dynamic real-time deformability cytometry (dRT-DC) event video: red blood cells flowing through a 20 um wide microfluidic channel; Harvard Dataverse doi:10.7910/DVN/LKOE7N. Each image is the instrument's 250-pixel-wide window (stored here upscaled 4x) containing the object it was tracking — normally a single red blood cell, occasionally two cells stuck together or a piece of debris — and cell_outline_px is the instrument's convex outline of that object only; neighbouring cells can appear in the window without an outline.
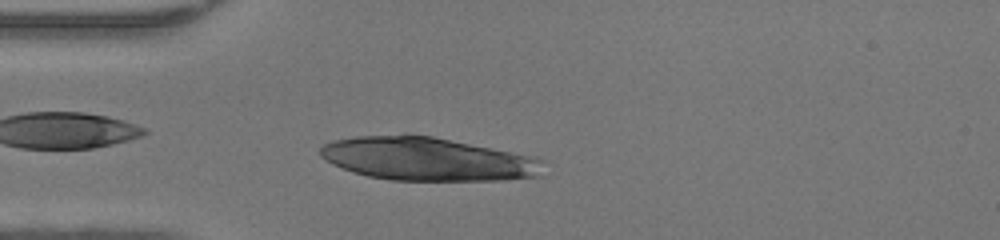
{"species": "human", "species_latin": "Homo sapiens", "temperature_condition": "warm", "stored_images_in_passage": 40, "camera_frame_rate_fps": 3000, "um_per_image_px": 0.085, "donor": {"sex": "female"}, "frame": {"image": 1, "passage_image": 9, "time_ms": 2.667, "image_size_px": [1000, 240], "cell_outline_px": [[544, 160], [540, 176], [504, 180], [392, 180], [368, 176], [352, 172], [332, 164], [320, 156], [320, 148], [324, 144], [332, 140], [356, 136], [404, 132], [432, 136], [536, 156]], "centroid_in_image_um": [36.32, 13.49], "position_along_channel_um": 48.7, "area_um2": 57.16}}